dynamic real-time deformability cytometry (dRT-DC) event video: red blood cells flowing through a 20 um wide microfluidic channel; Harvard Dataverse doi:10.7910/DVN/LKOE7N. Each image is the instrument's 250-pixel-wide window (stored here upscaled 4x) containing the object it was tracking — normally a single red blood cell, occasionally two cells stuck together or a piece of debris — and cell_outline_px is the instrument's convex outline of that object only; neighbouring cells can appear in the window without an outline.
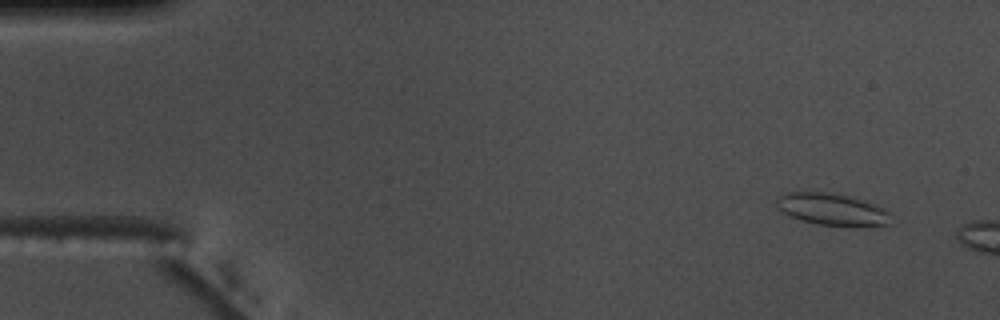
{"species": "common noctule bat (a hibernating species)", "species_latin": "Nyctalus noctula", "temperature_condition": "warm", "stored_images_in_passage": 11, "camera_frame_rate_fps": 3000, "um_per_image_px": 0.085, "animal": {"sex": "male", "body_mass_g": 17.5, "forearm_length_mm": 52.3}, "frame": {"image": 1, "passage_image": 5, "time_ms": 1.333, "image_size_px": [1000, 320], "cell_outline_px": [[892, 224], [872, 228], [856, 228], [816, 224], [800, 220], [784, 212], [776, 204], [776, 200], [784, 192], [824, 192], [848, 196], [864, 200], [876, 204], [892, 212]], "centroid_in_image_um": [70.88, 17.85], "position_along_channel_um": 14.1, "area_um2": 22.08}}